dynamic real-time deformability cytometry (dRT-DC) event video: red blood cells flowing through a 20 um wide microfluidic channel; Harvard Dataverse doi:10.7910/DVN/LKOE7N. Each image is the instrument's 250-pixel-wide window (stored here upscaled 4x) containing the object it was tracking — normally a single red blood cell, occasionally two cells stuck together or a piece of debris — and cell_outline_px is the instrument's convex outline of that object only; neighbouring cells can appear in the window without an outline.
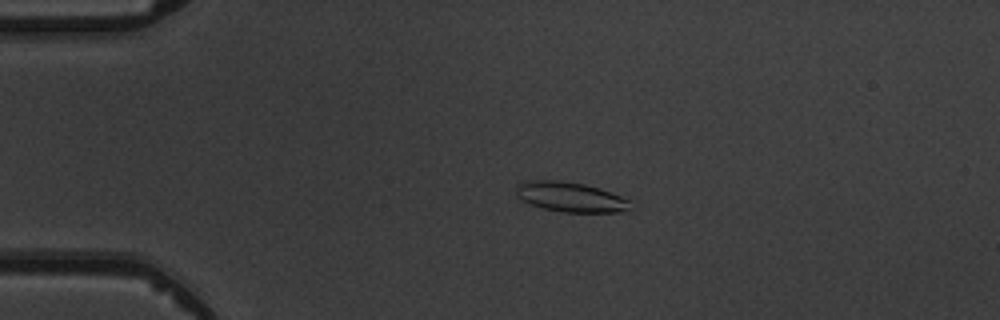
{"species": "common noctule bat (a hibernating species)", "species_latin": "Nyctalus noctula", "temperature_condition": "warm", "stored_images_in_passage": 5, "camera_frame_rate_fps": 3000, "um_per_image_px": 0.085, "animal": {"sex": "male", "body_mass_g": 19.5, "forearm_length_mm": 54.6}, "frame": {"image": 1, "passage_image": 4, "time_ms": 3.667, "image_size_px": [1000, 320], "cell_outline_px": [[632, 200], [628, 208], [620, 212], [564, 212], [544, 208], [532, 204], [516, 196], [516, 184], [524, 180], [560, 180], [584, 184], [600, 188]], "centroid_in_image_um": [48.48, 16.72], "position_along_channel_um": 36.5, "area_um2": 19.88}}